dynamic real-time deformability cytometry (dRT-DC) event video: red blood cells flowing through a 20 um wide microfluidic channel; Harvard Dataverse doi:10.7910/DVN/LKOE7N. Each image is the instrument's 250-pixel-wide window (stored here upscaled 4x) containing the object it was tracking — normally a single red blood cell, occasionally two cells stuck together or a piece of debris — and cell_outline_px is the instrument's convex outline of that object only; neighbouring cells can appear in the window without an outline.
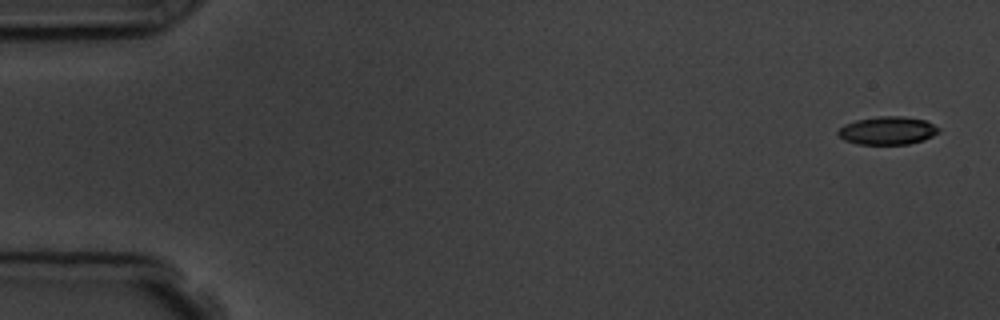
{"species": "common noctule bat (a hibernating species)", "species_latin": "Nyctalus noctula", "temperature_condition": "room temperature", "stored_images_in_passage": 5, "camera_frame_rate_fps": 3000, "um_per_image_px": 0.085, "animal": {"sex": "male", "body_mass_g": 19.5, "forearm_length_mm": 54.6}, "frame": {"image": 1, "passage_image": 1, "time_ms": 0.0, "image_size_px": [1000, 320], "cell_outline_px": [[940, 132], [924, 140], [908, 144], [856, 144], [844, 140], [836, 132], [844, 124], [856, 120], [880, 116], [904, 116], [924, 120], [940, 128]], "centroid_in_image_um": [75.44, 11.1], "position_along_channel_um": 9.6, "area_um2": 16.47}}
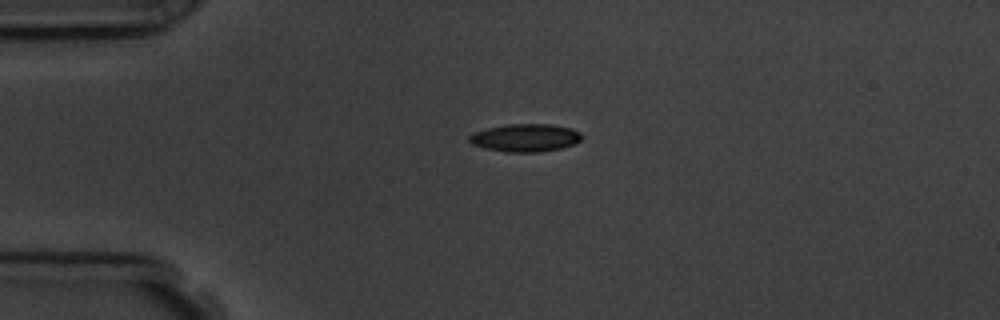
{"frame": {"image": 2, "passage_image": 4, "time_ms": 3.667, "image_size_px": [1000, 320], "cell_outline_px": [[584, 136], [576, 144], [560, 148], [540, 152], [508, 152], [484, 148], [472, 144], [468, 140], [468, 136], [472, 132], [488, 128], [508, 124], [552, 124], [572, 128], [580, 132]], "centroid_in_image_um": [44.67, 11.7], "position_along_channel_um": 40.3, "area_um2": 18.44}}